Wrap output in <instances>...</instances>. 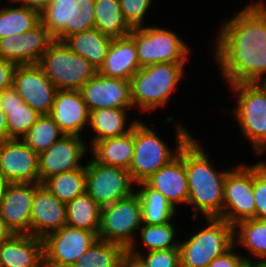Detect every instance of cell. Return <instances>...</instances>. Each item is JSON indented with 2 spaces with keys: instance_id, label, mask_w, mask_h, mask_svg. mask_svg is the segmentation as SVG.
<instances>
[{
  "instance_id": "db71d44e",
  "label": "cell",
  "mask_w": 266,
  "mask_h": 267,
  "mask_svg": "<svg viewBox=\"0 0 266 267\" xmlns=\"http://www.w3.org/2000/svg\"><path fill=\"white\" fill-rule=\"evenodd\" d=\"M260 262L266 266V256L262 258V260H260Z\"/></svg>"
},
{
  "instance_id": "681fc988",
  "label": "cell",
  "mask_w": 266,
  "mask_h": 267,
  "mask_svg": "<svg viewBox=\"0 0 266 267\" xmlns=\"http://www.w3.org/2000/svg\"><path fill=\"white\" fill-rule=\"evenodd\" d=\"M9 182L0 175V205L4 198V194Z\"/></svg>"
},
{
  "instance_id": "f6af8a7d",
  "label": "cell",
  "mask_w": 266,
  "mask_h": 267,
  "mask_svg": "<svg viewBox=\"0 0 266 267\" xmlns=\"http://www.w3.org/2000/svg\"><path fill=\"white\" fill-rule=\"evenodd\" d=\"M12 2H18L33 10L41 13L47 6H49L54 0H9Z\"/></svg>"
},
{
  "instance_id": "d590c367",
  "label": "cell",
  "mask_w": 266,
  "mask_h": 267,
  "mask_svg": "<svg viewBox=\"0 0 266 267\" xmlns=\"http://www.w3.org/2000/svg\"><path fill=\"white\" fill-rule=\"evenodd\" d=\"M139 229L141 242L148 251L179 248L180 243L174 241L177 229L171 221L165 224H144Z\"/></svg>"
},
{
  "instance_id": "5b68a950",
  "label": "cell",
  "mask_w": 266,
  "mask_h": 267,
  "mask_svg": "<svg viewBox=\"0 0 266 267\" xmlns=\"http://www.w3.org/2000/svg\"><path fill=\"white\" fill-rule=\"evenodd\" d=\"M38 65L58 90H79L98 73L87 59L57 40L49 45Z\"/></svg>"
},
{
  "instance_id": "e0dca14e",
  "label": "cell",
  "mask_w": 266,
  "mask_h": 267,
  "mask_svg": "<svg viewBox=\"0 0 266 267\" xmlns=\"http://www.w3.org/2000/svg\"><path fill=\"white\" fill-rule=\"evenodd\" d=\"M79 91L90 112L102 108L133 107L130 80L105 77L98 72Z\"/></svg>"
},
{
  "instance_id": "4fadbf2b",
  "label": "cell",
  "mask_w": 266,
  "mask_h": 267,
  "mask_svg": "<svg viewBox=\"0 0 266 267\" xmlns=\"http://www.w3.org/2000/svg\"><path fill=\"white\" fill-rule=\"evenodd\" d=\"M97 239L92 231L64 225L43 238L44 263L76 264Z\"/></svg>"
},
{
  "instance_id": "8fae6325",
  "label": "cell",
  "mask_w": 266,
  "mask_h": 267,
  "mask_svg": "<svg viewBox=\"0 0 266 267\" xmlns=\"http://www.w3.org/2000/svg\"><path fill=\"white\" fill-rule=\"evenodd\" d=\"M231 225L255 218V199L253 192V164H241L229 170L224 183L222 214L218 217Z\"/></svg>"
},
{
  "instance_id": "ba28073f",
  "label": "cell",
  "mask_w": 266,
  "mask_h": 267,
  "mask_svg": "<svg viewBox=\"0 0 266 267\" xmlns=\"http://www.w3.org/2000/svg\"><path fill=\"white\" fill-rule=\"evenodd\" d=\"M229 87L238 95L233 114L240 130L260 155L266 151V93L257 83H235Z\"/></svg>"
},
{
  "instance_id": "c3c4849f",
  "label": "cell",
  "mask_w": 266,
  "mask_h": 267,
  "mask_svg": "<svg viewBox=\"0 0 266 267\" xmlns=\"http://www.w3.org/2000/svg\"><path fill=\"white\" fill-rule=\"evenodd\" d=\"M121 267H142V266L133 257L127 255L124 258Z\"/></svg>"
},
{
  "instance_id": "d6986e66",
  "label": "cell",
  "mask_w": 266,
  "mask_h": 267,
  "mask_svg": "<svg viewBox=\"0 0 266 267\" xmlns=\"http://www.w3.org/2000/svg\"><path fill=\"white\" fill-rule=\"evenodd\" d=\"M30 216V234L43 239L66 225V203L40 183L35 189Z\"/></svg>"
},
{
  "instance_id": "603a6c76",
  "label": "cell",
  "mask_w": 266,
  "mask_h": 267,
  "mask_svg": "<svg viewBox=\"0 0 266 267\" xmlns=\"http://www.w3.org/2000/svg\"><path fill=\"white\" fill-rule=\"evenodd\" d=\"M140 69L134 40L128 35L113 39L99 73L105 77L131 80Z\"/></svg>"
},
{
  "instance_id": "9f6ffc18",
  "label": "cell",
  "mask_w": 266,
  "mask_h": 267,
  "mask_svg": "<svg viewBox=\"0 0 266 267\" xmlns=\"http://www.w3.org/2000/svg\"><path fill=\"white\" fill-rule=\"evenodd\" d=\"M244 267H251L248 263Z\"/></svg>"
},
{
  "instance_id": "83f0119b",
  "label": "cell",
  "mask_w": 266,
  "mask_h": 267,
  "mask_svg": "<svg viewBox=\"0 0 266 267\" xmlns=\"http://www.w3.org/2000/svg\"><path fill=\"white\" fill-rule=\"evenodd\" d=\"M101 207L85 192L66 203V225L98 236Z\"/></svg>"
},
{
  "instance_id": "6da1fadb",
  "label": "cell",
  "mask_w": 266,
  "mask_h": 267,
  "mask_svg": "<svg viewBox=\"0 0 266 267\" xmlns=\"http://www.w3.org/2000/svg\"><path fill=\"white\" fill-rule=\"evenodd\" d=\"M215 60L230 84L256 83L266 73V4L250 3L223 24Z\"/></svg>"
},
{
  "instance_id": "74e56055",
  "label": "cell",
  "mask_w": 266,
  "mask_h": 267,
  "mask_svg": "<svg viewBox=\"0 0 266 267\" xmlns=\"http://www.w3.org/2000/svg\"><path fill=\"white\" fill-rule=\"evenodd\" d=\"M135 247L128 249V255L133 257L142 267H181L180 249L169 248L148 251L144 256Z\"/></svg>"
},
{
  "instance_id": "f35d334b",
  "label": "cell",
  "mask_w": 266,
  "mask_h": 267,
  "mask_svg": "<svg viewBox=\"0 0 266 267\" xmlns=\"http://www.w3.org/2000/svg\"><path fill=\"white\" fill-rule=\"evenodd\" d=\"M94 0H72L71 35L95 27Z\"/></svg>"
},
{
  "instance_id": "7402d4cb",
  "label": "cell",
  "mask_w": 266,
  "mask_h": 267,
  "mask_svg": "<svg viewBox=\"0 0 266 267\" xmlns=\"http://www.w3.org/2000/svg\"><path fill=\"white\" fill-rule=\"evenodd\" d=\"M0 267H44L43 239L14 234L0 244Z\"/></svg>"
},
{
  "instance_id": "4dcf8cb0",
  "label": "cell",
  "mask_w": 266,
  "mask_h": 267,
  "mask_svg": "<svg viewBox=\"0 0 266 267\" xmlns=\"http://www.w3.org/2000/svg\"><path fill=\"white\" fill-rule=\"evenodd\" d=\"M41 22L40 13L25 5L0 9V39L20 35Z\"/></svg>"
},
{
  "instance_id": "816d5d0a",
  "label": "cell",
  "mask_w": 266,
  "mask_h": 267,
  "mask_svg": "<svg viewBox=\"0 0 266 267\" xmlns=\"http://www.w3.org/2000/svg\"><path fill=\"white\" fill-rule=\"evenodd\" d=\"M263 79V80H262ZM261 81V82H260ZM262 89L263 91L266 93V76L264 78H261L260 80H258L256 82Z\"/></svg>"
},
{
  "instance_id": "ac0fdd59",
  "label": "cell",
  "mask_w": 266,
  "mask_h": 267,
  "mask_svg": "<svg viewBox=\"0 0 266 267\" xmlns=\"http://www.w3.org/2000/svg\"><path fill=\"white\" fill-rule=\"evenodd\" d=\"M40 183H9L0 205V216L14 234H30L31 209Z\"/></svg>"
},
{
  "instance_id": "30bf717a",
  "label": "cell",
  "mask_w": 266,
  "mask_h": 267,
  "mask_svg": "<svg viewBox=\"0 0 266 267\" xmlns=\"http://www.w3.org/2000/svg\"><path fill=\"white\" fill-rule=\"evenodd\" d=\"M85 192L101 207L109 206L130 196L133 181L128 170L108 166L94 158L85 165Z\"/></svg>"
},
{
  "instance_id": "1f68e13d",
  "label": "cell",
  "mask_w": 266,
  "mask_h": 267,
  "mask_svg": "<svg viewBox=\"0 0 266 267\" xmlns=\"http://www.w3.org/2000/svg\"><path fill=\"white\" fill-rule=\"evenodd\" d=\"M72 0H54L41 13V23L54 40L63 42L71 35Z\"/></svg>"
},
{
  "instance_id": "2e32d148",
  "label": "cell",
  "mask_w": 266,
  "mask_h": 267,
  "mask_svg": "<svg viewBox=\"0 0 266 267\" xmlns=\"http://www.w3.org/2000/svg\"><path fill=\"white\" fill-rule=\"evenodd\" d=\"M54 38L40 22L32 30L0 39V58L16 65L38 64Z\"/></svg>"
},
{
  "instance_id": "7bdbcfd3",
  "label": "cell",
  "mask_w": 266,
  "mask_h": 267,
  "mask_svg": "<svg viewBox=\"0 0 266 267\" xmlns=\"http://www.w3.org/2000/svg\"><path fill=\"white\" fill-rule=\"evenodd\" d=\"M16 64L0 58V91L13 86Z\"/></svg>"
},
{
  "instance_id": "f546056e",
  "label": "cell",
  "mask_w": 266,
  "mask_h": 267,
  "mask_svg": "<svg viewBox=\"0 0 266 267\" xmlns=\"http://www.w3.org/2000/svg\"><path fill=\"white\" fill-rule=\"evenodd\" d=\"M128 250L119 244L97 239L76 262L77 267H121Z\"/></svg>"
},
{
  "instance_id": "5bb4252c",
  "label": "cell",
  "mask_w": 266,
  "mask_h": 267,
  "mask_svg": "<svg viewBox=\"0 0 266 267\" xmlns=\"http://www.w3.org/2000/svg\"><path fill=\"white\" fill-rule=\"evenodd\" d=\"M86 147L81 136L64 134L38 155L39 183L56 174L85 168L79 160L86 154Z\"/></svg>"
},
{
  "instance_id": "f1b7e54d",
  "label": "cell",
  "mask_w": 266,
  "mask_h": 267,
  "mask_svg": "<svg viewBox=\"0 0 266 267\" xmlns=\"http://www.w3.org/2000/svg\"><path fill=\"white\" fill-rule=\"evenodd\" d=\"M137 194L141 200L142 224H165L175 216V207L160 192L150 188L145 182Z\"/></svg>"
},
{
  "instance_id": "60d3db41",
  "label": "cell",
  "mask_w": 266,
  "mask_h": 267,
  "mask_svg": "<svg viewBox=\"0 0 266 267\" xmlns=\"http://www.w3.org/2000/svg\"><path fill=\"white\" fill-rule=\"evenodd\" d=\"M119 3L127 23L132 28L142 27L152 0H119Z\"/></svg>"
},
{
  "instance_id": "8d00e7d4",
  "label": "cell",
  "mask_w": 266,
  "mask_h": 267,
  "mask_svg": "<svg viewBox=\"0 0 266 267\" xmlns=\"http://www.w3.org/2000/svg\"><path fill=\"white\" fill-rule=\"evenodd\" d=\"M0 109L7 116V130L8 137L10 139H21V137L23 138L28 133L29 129L36 123L37 118L40 116L25 102L18 107Z\"/></svg>"
},
{
  "instance_id": "8992f818",
  "label": "cell",
  "mask_w": 266,
  "mask_h": 267,
  "mask_svg": "<svg viewBox=\"0 0 266 267\" xmlns=\"http://www.w3.org/2000/svg\"><path fill=\"white\" fill-rule=\"evenodd\" d=\"M207 227L179 244L181 267H208L234 245V226L218 217H208Z\"/></svg>"
},
{
  "instance_id": "836d02e7",
  "label": "cell",
  "mask_w": 266,
  "mask_h": 267,
  "mask_svg": "<svg viewBox=\"0 0 266 267\" xmlns=\"http://www.w3.org/2000/svg\"><path fill=\"white\" fill-rule=\"evenodd\" d=\"M236 240L260 261L266 256V220L253 218L240 221L234 225L235 245L238 243Z\"/></svg>"
},
{
  "instance_id": "ee69618b",
  "label": "cell",
  "mask_w": 266,
  "mask_h": 267,
  "mask_svg": "<svg viewBox=\"0 0 266 267\" xmlns=\"http://www.w3.org/2000/svg\"><path fill=\"white\" fill-rule=\"evenodd\" d=\"M23 103L24 101L13 86L0 91V108H14Z\"/></svg>"
},
{
  "instance_id": "b9f144b4",
  "label": "cell",
  "mask_w": 266,
  "mask_h": 267,
  "mask_svg": "<svg viewBox=\"0 0 266 267\" xmlns=\"http://www.w3.org/2000/svg\"><path fill=\"white\" fill-rule=\"evenodd\" d=\"M235 244L224 254L216 257L212 260L208 267H244L248 262H251L250 258L247 256L238 255L234 252Z\"/></svg>"
},
{
  "instance_id": "4316f807",
  "label": "cell",
  "mask_w": 266,
  "mask_h": 267,
  "mask_svg": "<svg viewBox=\"0 0 266 267\" xmlns=\"http://www.w3.org/2000/svg\"><path fill=\"white\" fill-rule=\"evenodd\" d=\"M95 27L112 39L128 36L133 29L125 20L119 0H94Z\"/></svg>"
},
{
  "instance_id": "7dc6e473",
  "label": "cell",
  "mask_w": 266,
  "mask_h": 267,
  "mask_svg": "<svg viewBox=\"0 0 266 267\" xmlns=\"http://www.w3.org/2000/svg\"><path fill=\"white\" fill-rule=\"evenodd\" d=\"M13 235L14 233L12 232V230L6 225V223L0 216V244L3 241L10 239Z\"/></svg>"
},
{
  "instance_id": "3957f363",
  "label": "cell",
  "mask_w": 266,
  "mask_h": 267,
  "mask_svg": "<svg viewBox=\"0 0 266 267\" xmlns=\"http://www.w3.org/2000/svg\"><path fill=\"white\" fill-rule=\"evenodd\" d=\"M176 151L168 145L155 131L140 121L134 124V155L129 168L132 181L135 184L144 182L161 167L170 163L179 155L181 148L192 137L182 125L176 126Z\"/></svg>"
},
{
  "instance_id": "7c38bea8",
  "label": "cell",
  "mask_w": 266,
  "mask_h": 267,
  "mask_svg": "<svg viewBox=\"0 0 266 267\" xmlns=\"http://www.w3.org/2000/svg\"><path fill=\"white\" fill-rule=\"evenodd\" d=\"M13 87L21 99L39 115H49L58 89L45 76L38 64L17 65Z\"/></svg>"
},
{
  "instance_id": "277c9868",
  "label": "cell",
  "mask_w": 266,
  "mask_h": 267,
  "mask_svg": "<svg viewBox=\"0 0 266 267\" xmlns=\"http://www.w3.org/2000/svg\"><path fill=\"white\" fill-rule=\"evenodd\" d=\"M185 63H156L140 68L131 77L133 108L152 111L164 106L184 75Z\"/></svg>"
},
{
  "instance_id": "bcb514c9",
  "label": "cell",
  "mask_w": 266,
  "mask_h": 267,
  "mask_svg": "<svg viewBox=\"0 0 266 267\" xmlns=\"http://www.w3.org/2000/svg\"><path fill=\"white\" fill-rule=\"evenodd\" d=\"M6 118V114L0 109V143L10 139L8 137Z\"/></svg>"
},
{
  "instance_id": "ffe728a7",
  "label": "cell",
  "mask_w": 266,
  "mask_h": 267,
  "mask_svg": "<svg viewBox=\"0 0 266 267\" xmlns=\"http://www.w3.org/2000/svg\"><path fill=\"white\" fill-rule=\"evenodd\" d=\"M144 182L150 188L160 192L174 207L176 203L187 204L189 187L185 169V144L176 158Z\"/></svg>"
},
{
  "instance_id": "52a82bcc",
  "label": "cell",
  "mask_w": 266,
  "mask_h": 267,
  "mask_svg": "<svg viewBox=\"0 0 266 267\" xmlns=\"http://www.w3.org/2000/svg\"><path fill=\"white\" fill-rule=\"evenodd\" d=\"M140 68L156 63H185L189 54L187 44L173 31L142 26L131 30Z\"/></svg>"
},
{
  "instance_id": "e575fe53",
  "label": "cell",
  "mask_w": 266,
  "mask_h": 267,
  "mask_svg": "<svg viewBox=\"0 0 266 267\" xmlns=\"http://www.w3.org/2000/svg\"><path fill=\"white\" fill-rule=\"evenodd\" d=\"M63 135L64 133L50 115H40L36 123L21 139L39 155L49 149Z\"/></svg>"
},
{
  "instance_id": "484cf974",
  "label": "cell",
  "mask_w": 266,
  "mask_h": 267,
  "mask_svg": "<svg viewBox=\"0 0 266 267\" xmlns=\"http://www.w3.org/2000/svg\"><path fill=\"white\" fill-rule=\"evenodd\" d=\"M127 109L119 108H102L90 112L89 126L95 131V138L91 140V147L100 140L118 137L127 134L132 130L134 124L138 121L131 122L129 128L125 127L127 122Z\"/></svg>"
},
{
  "instance_id": "7a4b0ae2",
  "label": "cell",
  "mask_w": 266,
  "mask_h": 267,
  "mask_svg": "<svg viewBox=\"0 0 266 267\" xmlns=\"http://www.w3.org/2000/svg\"><path fill=\"white\" fill-rule=\"evenodd\" d=\"M203 147L194 138L185 143L188 203L205 218L219 217L223 210L224 183L228 170L219 172L210 164Z\"/></svg>"
},
{
  "instance_id": "cb8c5ba5",
  "label": "cell",
  "mask_w": 266,
  "mask_h": 267,
  "mask_svg": "<svg viewBox=\"0 0 266 267\" xmlns=\"http://www.w3.org/2000/svg\"><path fill=\"white\" fill-rule=\"evenodd\" d=\"M91 150L97 162L129 170L134 155V126L127 134L97 141Z\"/></svg>"
},
{
  "instance_id": "9a60e30c",
  "label": "cell",
  "mask_w": 266,
  "mask_h": 267,
  "mask_svg": "<svg viewBox=\"0 0 266 267\" xmlns=\"http://www.w3.org/2000/svg\"><path fill=\"white\" fill-rule=\"evenodd\" d=\"M0 175L9 183H39L38 154L22 139L1 142Z\"/></svg>"
},
{
  "instance_id": "d6a6232c",
  "label": "cell",
  "mask_w": 266,
  "mask_h": 267,
  "mask_svg": "<svg viewBox=\"0 0 266 267\" xmlns=\"http://www.w3.org/2000/svg\"><path fill=\"white\" fill-rule=\"evenodd\" d=\"M42 184L60 201L68 203L85 193V168L53 175Z\"/></svg>"
},
{
  "instance_id": "f5cc1de1",
  "label": "cell",
  "mask_w": 266,
  "mask_h": 267,
  "mask_svg": "<svg viewBox=\"0 0 266 267\" xmlns=\"http://www.w3.org/2000/svg\"><path fill=\"white\" fill-rule=\"evenodd\" d=\"M248 264L251 266V267H266L265 265H263L260 261H256L255 263L254 262H248Z\"/></svg>"
},
{
  "instance_id": "9c48e42d",
  "label": "cell",
  "mask_w": 266,
  "mask_h": 267,
  "mask_svg": "<svg viewBox=\"0 0 266 267\" xmlns=\"http://www.w3.org/2000/svg\"><path fill=\"white\" fill-rule=\"evenodd\" d=\"M141 200L137 192L101 208L98 239L136 247L134 233L142 226Z\"/></svg>"
},
{
  "instance_id": "ab89813d",
  "label": "cell",
  "mask_w": 266,
  "mask_h": 267,
  "mask_svg": "<svg viewBox=\"0 0 266 267\" xmlns=\"http://www.w3.org/2000/svg\"><path fill=\"white\" fill-rule=\"evenodd\" d=\"M255 219L266 220V168L259 162L253 165Z\"/></svg>"
},
{
  "instance_id": "11a10c76",
  "label": "cell",
  "mask_w": 266,
  "mask_h": 267,
  "mask_svg": "<svg viewBox=\"0 0 266 267\" xmlns=\"http://www.w3.org/2000/svg\"><path fill=\"white\" fill-rule=\"evenodd\" d=\"M266 168V162H260Z\"/></svg>"
},
{
  "instance_id": "d4e9b609",
  "label": "cell",
  "mask_w": 266,
  "mask_h": 267,
  "mask_svg": "<svg viewBox=\"0 0 266 267\" xmlns=\"http://www.w3.org/2000/svg\"><path fill=\"white\" fill-rule=\"evenodd\" d=\"M112 40L93 28L70 35L63 43L71 51L87 59L99 71L104 64Z\"/></svg>"
},
{
  "instance_id": "f907efd6",
  "label": "cell",
  "mask_w": 266,
  "mask_h": 267,
  "mask_svg": "<svg viewBox=\"0 0 266 267\" xmlns=\"http://www.w3.org/2000/svg\"><path fill=\"white\" fill-rule=\"evenodd\" d=\"M44 267H77L75 264L44 263Z\"/></svg>"
},
{
  "instance_id": "44dd1931",
  "label": "cell",
  "mask_w": 266,
  "mask_h": 267,
  "mask_svg": "<svg viewBox=\"0 0 266 267\" xmlns=\"http://www.w3.org/2000/svg\"><path fill=\"white\" fill-rule=\"evenodd\" d=\"M66 135L80 136L90 111L79 90H58L49 114Z\"/></svg>"
}]
</instances>
